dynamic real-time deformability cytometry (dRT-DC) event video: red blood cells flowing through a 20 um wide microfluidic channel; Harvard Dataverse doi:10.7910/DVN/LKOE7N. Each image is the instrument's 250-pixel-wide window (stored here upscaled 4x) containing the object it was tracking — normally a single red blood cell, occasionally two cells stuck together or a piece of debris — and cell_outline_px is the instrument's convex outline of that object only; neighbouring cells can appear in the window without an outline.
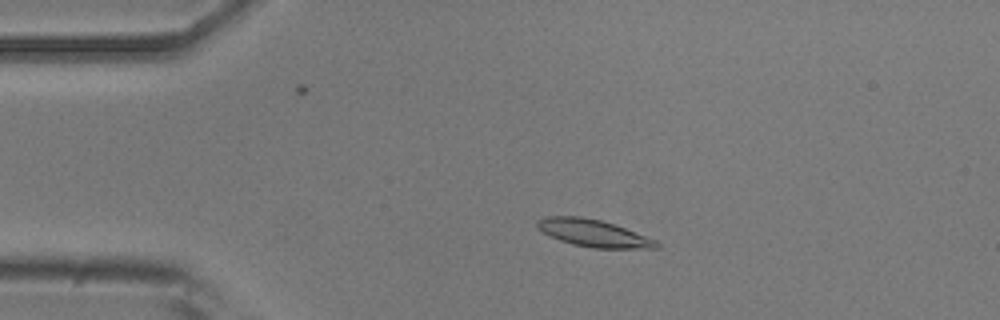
{"species": "common noctule bat (a hibernating species)", "species_latin": "Nyctalus noctula", "temperature_condition": "room temperature", "stored_images_in_passage": 4, "camera_frame_rate_fps": 3000, "um_per_image_px": 0.085, "animal": {"sex": "male", "body_mass_g": 20.5, "forearm_length_mm": 52.5}, "frame": {"image": 1, "passage_image": 3, "time_ms": 0.667, "image_size_px": [1000, 320], "cell_outline_px": [[660, 248], [592, 248], [572, 244], [560, 240], [536, 228], [536, 220], [548, 216], [580, 216], [600, 220], [624, 228], [656, 240], [660, 244]], "centroid_in_image_um": [50.42, 19.82], "position_along_channel_um": 34.6, "area_um2": 18.67}}